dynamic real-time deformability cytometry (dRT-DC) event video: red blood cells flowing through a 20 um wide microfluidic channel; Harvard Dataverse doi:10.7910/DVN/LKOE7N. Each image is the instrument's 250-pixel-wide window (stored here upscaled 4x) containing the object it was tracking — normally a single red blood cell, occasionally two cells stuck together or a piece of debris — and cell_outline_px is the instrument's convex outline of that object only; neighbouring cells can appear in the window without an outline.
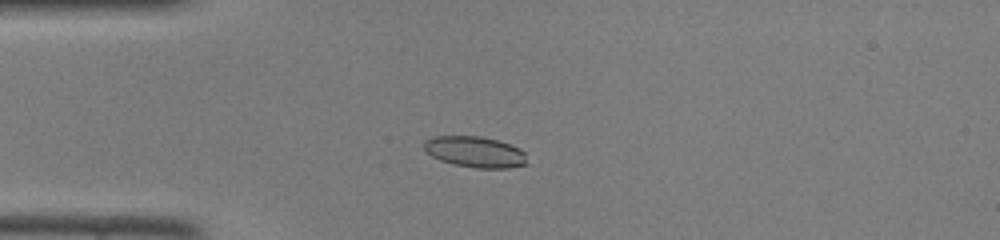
{"species": "common noctule bat (a hibernating species)", "species_latin": "Nyctalus noctula", "temperature_condition": "room temperature", "stored_images_in_passage": 46, "camera_frame_rate_fps": 3000, "um_per_image_px": 0.085, "animal": {"sex": "female", "body_mass_g": 22.0, "forearm_length_mm": 56.7}, "frame": {"image": 1, "passage_image": 11, "time_ms": 3.333, "image_size_px": [1000, 240], "cell_outline_px": [[528, 164], [508, 168], [476, 168], [452, 164], [440, 160], [432, 156], [424, 148], [424, 140], [432, 136], [480, 136], [496, 140], [520, 148], [524, 152]], "centroid_in_image_um": [40.37, 12.91], "position_along_channel_um": 44.6, "area_um2": 18.61}}
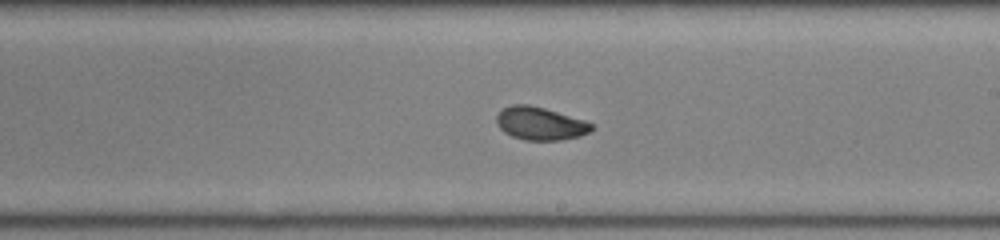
{"frame": {"image": 2, "passage_image": 26, "time_ms": 8.333, "image_size_px": [1000, 240], "cell_outline_px": [[592, 132], [580, 136], [560, 140], [524, 140], [512, 136], [504, 132], [496, 124], [496, 116], [504, 108], [512, 104], [528, 104], [544, 108], [584, 120], [592, 124]], "centroid_in_image_um": [45.91, 10.5], "position_along_channel_um": 243.1, "area_um2": 18.21}}
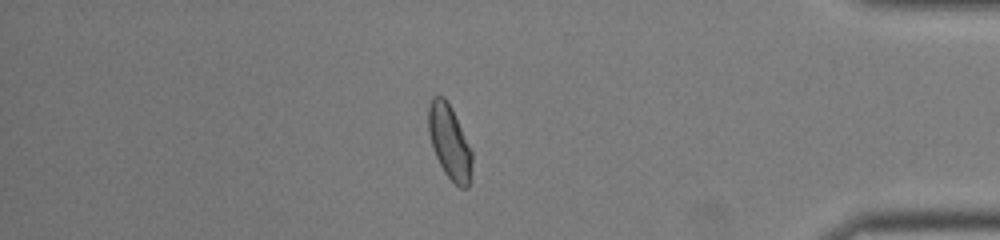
{"frame": {"image": 3, "passage_image": 39, "time_ms": 12.667, "image_size_px": [1000, 240], "cell_outline_px": [[472, 176], [468, 188], [460, 188], [444, 172], [432, 148], [428, 132], [428, 104], [432, 96], [444, 96], [452, 108], [472, 148]], "centroid_in_image_um": [38.22, 12.06], "position_along_channel_um": 397.0, "area_um2": 19.25}}